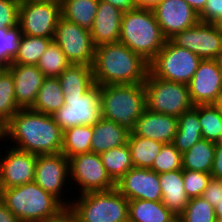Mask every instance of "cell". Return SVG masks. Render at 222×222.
<instances>
[{
  "instance_id": "29",
  "label": "cell",
  "mask_w": 222,
  "mask_h": 222,
  "mask_svg": "<svg viewBox=\"0 0 222 222\" xmlns=\"http://www.w3.org/2000/svg\"><path fill=\"white\" fill-rule=\"evenodd\" d=\"M215 147L214 142L202 138L182 154V169L210 173Z\"/></svg>"
},
{
  "instance_id": "47",
  "label": "cell",
  "mask_w": 222,
  "mask_h": 222,
  "mask_svg": "<svg viewBox=\"0 0 222 222\" xmlns=\"http://www.w3.org/2000/svg\"><path fill=\"white\" fill-rule=\"evenodd\" d=\"M0 222H21L0 199Z\"/></svg>"
},
{
  "instance_id": "51",
  "label": "cell",
  "mask_w": 222,
  "mask_h": 222,
  "mask_svg": "<svg viewBox=\"0 0 222 222\" xmlns=\"http://www.w3.org/2000/svg\"><path fill=\"white\" fill-rule=\"evenodd\" d=\"M217 110L219 111L220 115L222 116V93L221 95L216 99V101L213 104Z\"/></svg>"
},
{
  "instance_id": "43",
  "label": "cell",
  "mask_w": 222,
  "mask_h": 222,
  "mask_svg": "<svg viewBox=\"0 0 222 222\" xmlns=\"http://www.w3.org/2000/svg\"><path fill=\"white\" fill-rule=\"evenodd\" d=\"M202 197L215 207L222 198V180L211 178Z\"/></svg>"
},
{
  "instance_id": "11",
  "label": "cell",
  "mask_w": 222,
  "mask_h": 222,
  "mask_svg": "<svg viewBox=\"0 0 222 222\" xmlns=\"http://www.w3.org/2000/svg\"><path fill=\"white\" fill-rule=\"evenodd\" d=\"M60 17L61 2L20 3L18 25L23 35L54 38Z\"/></svg>"
},
{
  "instance_id": "23",
  "label": "cell",
  "mask_w": 222,
  "mask_h": 222,
  "mask_svg": "<svg viewBox=\"0 0 222 222\" xmlns=\"http://www.w3.org/2000/svg\"><path fill=\"white\" fill-rule=\"evenodd\" d=\"M131 131L117 122L101 118L93 125L91 152L100 154L128 143Z\"/></svg>"
},
{
  "instance_id": "25",
  "label": "cell",
  "mask_w": 222,
  "mask_h": 222,
  "mask_svg": "<svg viewBox=\"0 0 222 222\" xmlns=\"http://www.w3.org/2000/svg\"><path fill=\"white\" fill-rule=\"evenodd\" d=\"M201 130L199 105H196L178 117V130L172 144L183 154L202 139Z\"/></svg>"
},
{
  "instance_id": "9",
  "label": "cell",
  "mask_w": 222,
  "mask_h": 222,
  "mask_svg": "<svg viewBox=\"0 0 222 222\" xmlns=\"http://www.w3.org/2000/svg\"><path fill=\"white\" fill-rule=\"evenodd\" d=\"M52 117L63 132L74 126L95 125L102 118L99 85L94 84L82 96L65 97V104Z\"/></svg>"
},
{
  "instance_id": "26",
  "label": "cell",
  "mask_w": 222,
  "mask_h": 222,
  "mask_svg": "<svg viewBox=\"0 0 222 222\" xmlns=\"http://www.w3.org/2000/svg\"><path fill=\"white\" fill-rule=\"evenodd\" d=\"M129 222H177L178 217L161 201L129 200Z\"/></svg>"
},
{
  "instance_id": "28",
  "label": "cell",
  "mask_w": 222,
  "mask_h": 222,
  "mask_svg": "<svg viewBox=\"0 0 222 222\" xmlns=\"http://www.w3.org/2000/svg\"><path fill=\"white\" fill-rule=\"evenodd\" d=\"M99 0H61V17L91 30Z\"/></svg>"
},
{
  "instance_id": "49",
  "label": "cell",
  "mask_w": 222,
  "mask_h": 222,
  "mask_svg": "<svg viewBox=\"0 0 222 222\" xmlns=\"http://www.w3.org/2000/svg\"><path fill=\"white\" fill-rule=\"evenodd\" d=\"M158 1L161 0H136L138 7L152 8Z\"/></svg>"
},
{
  "instance_id": "33",
  "label": "cell",
  "mask_w": 222,
  "mask_h": 222,
  "mask_svg": "<svg viewBox=\"0 0 222 222\" xmlns=\"http://www.w3.org/2000/svg\"><path fill=\"white\" fill-rule=\"evenodd\" d=\"M20 109L15 99L12 74L6 68H2L0 71V125L3 127Z\"/></svg>"
},
{
  "instance_id": "39",
  "label": "cell",
  "mask_w": 222,
  "mask_h": 222,
  "mask_svg": "<svg viewBox=\"0 0 222 222\" xmlns=\"http://www.w3.org/2000/svg\"><path fill=\"white\" fill-rule=\"evenodd\" d=\"M150 169L158 174L182 169V153L172 143L163 144Z\"/></svg>"
},
{
  "instance_id": "24",
  "label": "cell",
  "mask_w": 222,
  "mask_h": 222,
  "mask_svg": "<svg viewBox=\"0 0 222 222\" xmlns=\"http://www.w3.org/2000/svg\"><path fill=\"white\" fill-rule=\"evenodd\" d=\"M64 97L82 96L95 83L92 66L71 64L58 77Z\"/></svg>"
},
{
  "instance_id": "19",
  "label": "cell",
  "mask_w": 222,
  "mask_h": 222,
  "mask_svg": "<svg viewBox=\"0 0 222 222\" xmlns=\"http://www.w3.org/2000/svg\"><path fill=\"white\" fill-rule=\"evenodd\" d=\"M178 130V117L145 109L131 131L135 136L149 138L163 144L172 143Z\"/></svg>"
},
{
  "instance_id": "8",
  "label": "cell",
  "mask_w": 222,
  "mask_h": 222,
  "mask_svg": "<svg viewBox=\"0 0 222 222\" xmlns=\"http://www.w3.org/2000/svg\"><path fill=\"white\" fill-rule=\"evenodd\" d=\"M202 59L167 39L163 48L149 63V72L163 80L188 84Z\"/></svg>"
},
{
  "instance_id": "50",
  "label": "cell",
  "mask_w": 222,
  "mask_h": 222,
  "mask_svg": "<svg viewBox=\"0 0 222 222\" xmlns=\"http://www.w3.org/2000/svg\"><path fill=\"white\" fill-rule=\"evenodd\" d=\"M215 214H216V219L222 221V198L219 201V203L215 206Z\"/></svg>"
},
{
  "instance_id": "3",
  "label": "cell",
  "mask_w": 222,
  "mask_h": 222,
  "mask_svg": "<svg viewBox=\"0 0 222 222\" xmlns=\"http://www.w3.org/2000/svg\"><path fill=\"white\" fill-rule=\"evenodd\" d=\"M166 41L152 8L137 7L123 13L119 42L146 62L155 58Z\"/></svg>"
},
{
  "instance_id": "36",
  "label": "cell",
  "mask_w": 222,
  "mask_h": 222,
  "mask_svg": "<svg viewBox=\"0 0 222 222\" xmlns=\"http://www.w3.org/2000/svg\"><path fill=\"white\" fill-rule=\"evenodd\" d=\"M22 31L19 25L0 28V67L7 68L13 62L21 44Z\"/></svg>"
},
{
  "instance_id": "45",
  "label": "cell",
  "mask_w": 222,
  "mask_h": 222,
  "mask_svg": "<svg viewBox=\"0 0 222 222\" xmlns=\"http://www.w3.org/2000/svg\"><path fill=\"white\" fill-rule=\"evenodd\" d=\"M110 3L112 6L119 8L123 12L137 8L136 0H101Z\"/></svg>"
},
{
  "instance_id": "32",
  "label": "cell",
  "mask_w": 222,
  "mask_h": 222,
  "mask_svg": "<svg viewBox=\"0 0 222 222\" xmlns=\"http://www.w3.org/2000/svg\"><path fill=\"white\" fill-rule=\"evenodd\" d=\"M107 174L116 182L134 167L128 144L99 154Z\"/></svg>"
},
{
  "instance_id": "37",
  "label": "cell",
  "mask_w": 222,
  "mask_h": 222,
  "mask_svg": "<svg viewBox=\"0 0 222 222\" xmlns=\"http://www.w3.org/2000/svg\"><path fill=\"white\" fill-rule=\"evenodd\" d=\"M202 138L216 143L222 134V116L213 104L199 105Z\"/></svg>"
},
{
  "instance_id": "16",
  "label": "cell",
  "mask_w": 222,
  "mask_h": 222,
  "mask_svg": "<svg viewBox=\"0 0 222 222\" xmlns=\"http://www.w3.org/2000/svg\"><path fill=\"white\" fill-rule=\"evenodd\" d=\"M115 188L128 200H162L159 174L149 168L133 167L115 182Z\"/></svg>"
},
{
  "instance_id": "41",
  "label": "cell",
  "mask_w": 222,
  "mask_h": 222,
  "mask_svg": "<svg viewBox=\"0 0 222 222\" xmlns=\"http://www.w3.org/2000/svg\"><path fill=\"white\" fill-rule=\"evenodd\" d=\"M19 5V0H0V28L18 25Z\"/></svg>"
},
{
  "instance_id": "34",
  "label": "cell",
  "mask_w": 222,
  "mask_h": 222,
  "mask_svg": "<svg viewBox=\"0 0 222 222\" xmlns=\"http://www.w3.org/2000/svg\"><path fill=\"white\" fill-rule=\"evenodd\" d=\"M53 38L22 35L18 53L12 64L37 65Z\"/></svg>"
},
{
  "instance_id": "40",
  "label": "cell",
  "mask_w": 222,
  "mask_h": 222,
  "mask_svg": "<svg viewBox=\"0 0 222 222\" xmlns=\"http://www.w3.org/2000/svg\"><path fill=\"white\" fill-rule=\"evenodd\" d=\"M211 178L210 173L183 169L184 189L189 199L201 197Z\"/></svg>"
},
{
  "instance_id": "13",
  "label": "cell",
  "mask_w": 222,
  "mask_h": 222,
  "mask_svg": "<svg viewBox=\"0 0 222 222\" xmlns=\"http://www.w3.org/2000/svg\"><path fill=\"white\" fill-rule=\"evenodd\" d=\"M170 40L202 60L218 59L222 56V31L212 23L199 21L196 25L176 33Z\"/></svg>"
},
{
  "instance_id": "14",
  "label": "cell",
  "mask_w": 222,
  "mask_h": 222,
  "mask_svg": "<svg viewBox=\"0 0 222 222\" xmlns=\"http://www.w3.org/2000/svg\"><path fill=\"white\" fill-rule=\"evenodd\" d=\"M68 178L71 179L69 177V160L64 154L60 152L37 155L34 182L44 191L56 197L66 208L70 206V202L62 191H65L63 187L67 188L65 185L68 183L66 182L69 180Z\"/></svg>"
},
{
  "instance_id": "6",
  "label": "cell",
  "mask_w": 222,
  "mask_h": 222,
  "mask_svg": "<svg viewBox=\"0 0 222 222\" xmlns=\"http://www.w3.org/2000/svg\"><path fill=\"white\" fill-rule=\"evenodd\" d=\"M78 197L70 200L68 208L79 222H129V200L116 188L87 192Z\"/></svg>"
},
{
  "instance_id": "56",
  "label": "cell",
  "mask_w": 222,
  "mask_h": 222,
  "mask_svg": "<svg viewBox=\"0 0 222 222\" xmlns=\"http://www.w3.org/2000/svg\"><path fill=\"white\" fill-rule=\"evenodd\" d=\"M0 140L3 141L2 140V126L1 125H0Z\"/></svg>"
},
{
  "instance_id": "4",
  "label": "cell",
  "mask_w": 222,
  "mask_h": 222,
  "mask_svg": "<svg viewBox=\"0 0 222 222\" xmlns=\"http://www.w3.org/2000/svg\"><path fill=\"white\" fill-rule=\"evenodd\" d=\"M0 199L21 222H43L57 217L66 208L34 181L0 189Z\"/></svg>"
},
{
  "instance_id": "10",
  "label": "cell",
  "mask_w": 222,
  "mask_h": 222,
  "mask_svg": "<svg viewBox=\"0 0 222 222\" xmlns=\"http://www.w3.org/2000/svg\"><path fill=\"white\" fill-rule=\"evenodd\" d=\"M68 160L69 177L79 186L80 194L115 188V182L107 174L99 154L83 153Z\"/></svg>"
},
{
  "instance_id": "12",
  "label": "cell",
  "mask_w": 222,
  "mask_h": 222,
  "mask_svg": "<svg viewBox=\"0 0 222 222\" xmlns=\"http://www.w3.org/2000/svg\"><path fill=\"white\" fill-rule=\"evenodd\" d=\"M53 41L60 46L71 64L93 65L95 46L90 31L60 17Z\"/></svg>"
},
{
  "instance_id": "55",
  "label": "cell",
  "mask_w": 222,
  "mask_h": 222,
  "mask_svg": "<svg viewBox=\"0 0 222 222\" xmlns=\"http://www.w3.org/2000/svg\"><path fill=\"white\" fill-rule=\"evenodd\" d=\"M215 145H221V146H222V134H221V136L218 138V140L216 141Z\"/></svg>"
},
{
  "instance_id": "7",
  "label": "cell",
  "mask_w": 222,
  "mask_h": 222,
  "mask_svg": "<svg viewBox=\"0 0 222 222\" xmlns=\"http://www.w3.org/2000/svg\"><path fill=\"white\" fill-rule=\"evenodd\" d=\"M144 88L146 108L152 112L179 117L194 107L187 84L163 80L148 72Z\"/></svg>"
},
{
  "instance_id": "17",
  "label": "cell",
  "mask_w": 222,
  "mask_h": 222,
  "mask_svg": "<svg viewBox=\"0 0 222 222\" xmlns=\"http://www.w3.org/2000/svg\"><path fill=\"white\" fill-rule=\"evenodd\" d=\"M187 85L194 106L214 104L222 93L217 59L201 60Z\"/></svg>"
},
{
  "instance_id": "15",
  "label": "cell",
  "mask_w": 222,
  "mask_h": 222,
  "mask_svg": "<svg viewBox=\"0 0 222 222\" xmlns=\"http://www.w3.org/2000/svg\"><path fill=\"white\" fill-rule=\"evenodd\" d=\"M152 10L167 39L199 22V14L185 0H161Z\"/></svg>"
},
{
  "instance_id": "44",
  "label": "cell",
  "mask_w": 222,
  "mask_h": 222,
  "mask_svg": "<svg viewBox=\"0 0 222 222\" xmlns=\"http://www.w3.org/2000/svg\"><path fill=\"white\" fill-rule=\"evenodd\" d=\"M212 178L222 180V146L216 145L214 151L213 165L210 172Z\"/></svg>"
},
{
  "instance_id": "53",
  "label": "cell",
  "mask_w": 222,
  "mask_h": 222,
  "mask_svg": "<svg viewBox=\"0 0 222 222\" xmlns=\"http://www.w3.org/2000/svg\"><path fill=\"white\" fill-rule=\"evenodd\" d=\"M217 63H218V68H219L221 83H222V56L217 59Z\"/></svg>"
},
{
  "instance_id": "21",
  "label": "cell",
  "mask_w": 222,
  "mask_h": 222,
  "mask_svg": "<svg viewBox=\"0 0 222 222\" xmlns=\"http://www.w3.org/2000/svg\"><path fill=\"white\" fill-rule=\"evenodd\" d=\"M123 13L122 10L110 3L99 0L97 13L90 30L95 47L119 42Z\"/></svg>"
},
{
  "instance_id": "35",
  "label": "cell",
  "mask_w": 222,
  "mask_h": 222,
  "mask_svg": "<svg viewBox=\"0 0 222 222\" xmlns=\"http://www.w3.org/2000/svg\"><path fill=\"white\" fill-rule=\"evenodd\" d=\"M71 65L60 46L52 41L37 63L44 77H59Z\"/></svg>"
},
{
  "instance_id": "2",
  "label": "cell",
  "mask_w": 222,
  "mask_h": 222,
  "mask_svg": "<svg viewBox=\"0 0 222 222\" xmlns=\"http://www.w3.org/2000/svg\"><path fill=\"white\" fill-rule=\"evenodd\" d=\"M92 72L99 86L144 83L149 63L121 42L107 43L95 47Z\"/></svg>"
},
{
  "instance_id": "22",
  "label": "cell",
  "mask_w": 222,
  "mask_h": 222,
  "mask_svg": "<svg viewBox=\"0 0 222 222\" xmlns=\"http://www.w3.org/2000/svg\"><path fill=\"white\" fill-rule=\"evenodd\" d=\"M163 205L179 217L189 202L184 189L183 169L159 174Z\"/></svg>"
},
{
  "instance_id": "31",
  "label": "cell",
  "mask_w": 222,
  "mask_h": 222,
  "mask_svg": "<svg viewBox=\"0 0 222 222\" xmlns=\"http://www.w3.org/2000/svg\"><path fill=\"white\" fill-rule=\"evenodd\" d=\"M93 126L79 125L63 132L61 153L68 159L78 154L91 152Z\"/></svg>"
},
{
  "instance_id": "38",
  "label": "cell",
  "mask_w": 222,
  "mask_h": 222,
  "mask_svg": "<svg viewBox=\"0 0 222 222\" xmlns=\"http://www.w3.org/2000/svg\"><path fill=\"white\" fill-rule=\"evenodd\" d=\"M178 222H216L215 207L202 196L190 198Z\"/></svg>"
},
{
  "instance_id": "54",
  "label": "cell",
  "mask_w": 222,
  "mask_h": 222,
  "mask_svg": "<svg viewBox=\"0 0 222 222\" xmlns=\"http://www.w3.org/2000/svg\"><path fill=\"white\" fill-rule=\"evenodd\" d=\"M215 25L222 31V17L215 23Z\"/></svg>"
},
{
  "instance_id": "27",
  "label": "cell",
  "mask_w": 222,
  "mask_h": 222,
  "mask_svg": "<svg viewBox=\"0 0 222 222\" xmlns=\"http://www.w3.org/2000/svg\"><path fill=\"white\" fill-rule=\"evenodd\" d=\"M65 104V97L58 77H45L35 102L30 109L47 115H53Z\"/></svg>"
},
{
  "instance_id": "46",
  "label": "cell",
  "mask_w": 222,
  "mask_h": 222,
  "mask_svg": "<svg viewBox=\"0 0 222 222\" xmlns=\"http://www.w3.org/2000/svg\"><path fill=\"white\" fill-rule=\"evenodd\" d=\"M43 222H79L78 218L69 208H65L57 217L45 220Z\"/></svg>"
},
{
  "instance_id": "30",
  "label": "cell",
  "mask_w": 222,
  "mask_h": 222,
  "mask_svg": "<svg viewBox=\"0 0 222 222\" xmlns=\"http://www.w3.org/2000/svg\"><path fill=\"white\" fill-rule=\"evenodd\" d=\"M132 161L136 168H151L160 153L163 143L149 138L135 136L132 132L128 139Z\"/></svg>"
},
{
  "instance_id": "48",
  "label": "cell",
  "mask_w": 222,
  "mask_h": 222,
  "mask_svg": "<svg viewBox=\"0 0 222 222\" xmlns=\"http://www.w3.org/2000/svg\"><path fill=\"white\" fill-rule=\"evenodd\" d=\"M198 14H200L206 6L207 0H185Z\"/></svg>"
},
{
  "instance_id": "20",
  "label": "cell",
  "mask_w": 222,
  "mask_h": 222,
  "mask_svg": "<svg viewBox=\"0 0 222 222\" xmlns=\"http://www.w3.org/2000/svg\"><path fill=\"white\" fill-rule=\"evenodd\" d=\"M6 69L14 80L17 105L20 108H30L45 78L43 73L37 65L11 64Z\"/></svg>"
},
{
  "instance_id": "5",
  "label": "cell",
  "mask_w": 222,
  "mask_h": 222,
  "mask_svg": "<svg viewBox=\"0 0 222 222\" xmlns=\"http://www.w3.org/2000/svg\"><path fill=\"white\" fill-rule=\"evenodd\" d=\"M102 117L132 131L146 109L144 83L99 86Z\"/></svg>"
},
{
  "instance_id": "18",
  "label": "cell",
  "mask_w": 222,
  "mask_h": 222,
  "mask_svg": "<svg viewBox=\"0 0 222 222\" xmlns=\"http://www.w3.org/2000/svg\"><path fill=\"white\" fill-rule=\"evenodd\" d=\"M0 158V189L34 181L37 155L11 146Z\"/></svg>"
},
{
  "instance_id": "1",
  "label": "cell",
  "mask_w": 222,
  "mask_h": 222,
  "mask_svg": "<svg viewBox=\"0 0 222 222\" xmlns=\"http://www.w3.org/2000/svg\"><path fill=\"white\" fill-rule=\"evenodd\" d=\"M11 140L13 148L35 155L61 152L63 131L52 115L21 108L2 127V139Z\"/></svg>"
},
{
  "instance_id": "42",
  "label": "cell",
  "mask_w": 222,
  "mask_h": 222,
  "mask_svg": "<svg viewBox=\"0 0 222 222\" xmlns=\"http://www.w3.org/2000/svg\"><path fill=\"white\" fill-rule=\"evenodd\" d=\"M222 17V0H207L199 21L215 24Z\"/></svg>"
},
{
  "instance_id": "52",
  "label": "cell",
  "mask_w": 222,
  "mask_h": 222,
  "mask_svg": "<svg viewBox=\"0 0 222 222\" xmlns=\"http://www.w3.org/2000/svg\"><path fill=\"white\" fill-rule=\"evenodd\" d=\"M20 3L26 2H61V0H19Z\"/></svg>"
}]
</instances>
